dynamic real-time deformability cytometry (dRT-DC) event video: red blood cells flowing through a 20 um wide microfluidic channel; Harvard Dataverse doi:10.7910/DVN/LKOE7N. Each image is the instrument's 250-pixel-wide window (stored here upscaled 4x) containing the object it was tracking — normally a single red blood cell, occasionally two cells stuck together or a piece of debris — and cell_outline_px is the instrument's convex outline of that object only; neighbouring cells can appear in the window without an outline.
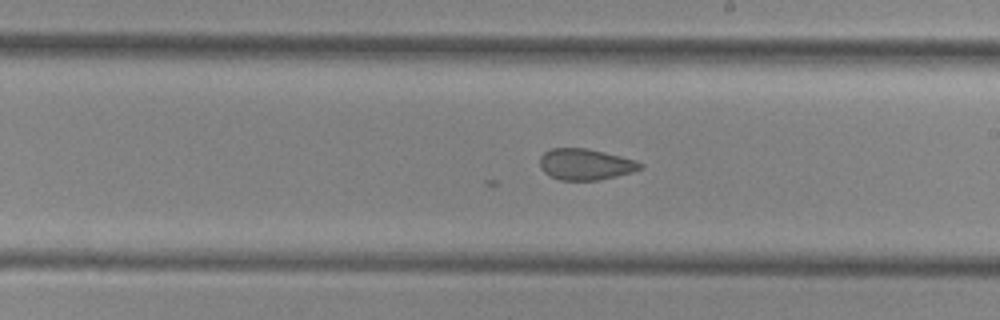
{"species": "common noctule bat (a hibernating species)", "species_latin": "Nyctalus noctula", "temperature_condition": "cold", "stored_images_in_passage": 26, "camera_frame_rate_fps": 3000, "um_per_image_px": 0.085, "animal": {"sex": "female", "body_mass_g": 29.2, "forearm_length_mm": 56.3}, "frame": {"image": 1, "passage_image": 15, "time_ms": 4.667, "image_size_px": [1000, 320], "cell_outline_px": [[644, 168], [632, 172], [616, 176], [596, 180], [560, 180], [544, 172], [540, 168], [540, 156], [544, 152], [552, 148], [588, 148], [636, 160], [644, 164]], "centroid_in_image_um": [49.77, 13.96], "position_along_channel_um": 239.2, "area_um2": 18.26}}
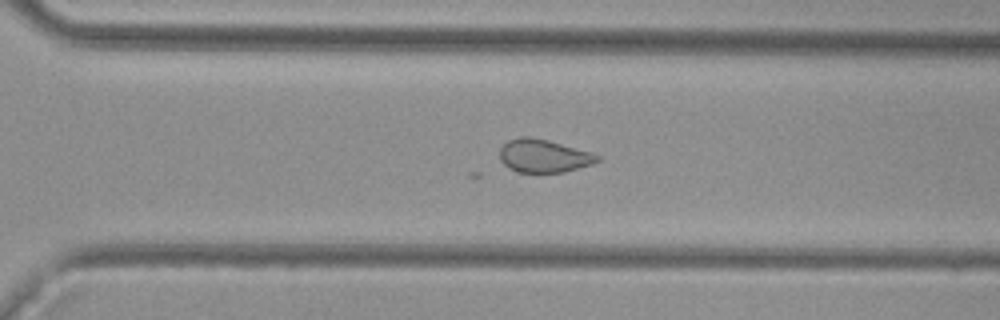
{"frame": {"image": 2, "passage_image": 21, "time_ms": 6.667, "image_size_px": [1000, 320], "cell_outline_px": [[600, 160], [592, 164], [564, 172], [516, 172], [508, 168], [500, 160], [500, 148], [508, 140], [520, 136], [528, 136], [548, 140], [588, 152], [600, 156]], "centroid_in_image_um": [46.16, 13.25], "position_along_channel_um": 324.4, "area_um2": 18.67}}